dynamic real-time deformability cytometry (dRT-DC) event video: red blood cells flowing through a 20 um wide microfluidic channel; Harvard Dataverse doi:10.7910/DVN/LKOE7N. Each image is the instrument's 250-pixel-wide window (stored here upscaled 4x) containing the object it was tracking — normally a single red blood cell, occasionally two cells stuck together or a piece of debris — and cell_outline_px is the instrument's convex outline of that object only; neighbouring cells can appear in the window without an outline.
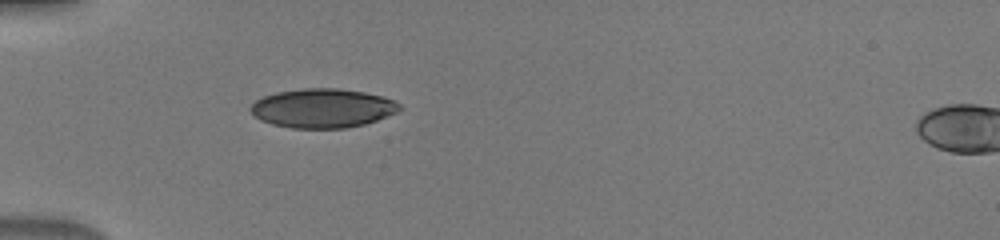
{"species": "human", "species_latin": "Homo sapiens", "temperature_condition": "warm", "stored_images_in_passage": 34, "camera_frame_rate_fps": 3000, "um_per_image_px": 0.085, "donor": {"sex": "male"}, "frame": {"image": 1, "passage_image": 1, "time_ms": 0.0, "image_size_px": [1000, 240], "cell_outline_px": [[400, 108], [396, 112], [376, 120], [364, 124], [344, 128], [292, 128], [272, 124], [260, 120], [248, 108], [256, 100], [264, 96], [276, 92], [300, 88], [340, 88], [364, 92], [380, 96], [392, 100], [400, 104]], "centroid_in_image_um": [27.38, 9.19], "position_along_channel_um": 57.6, "area_um2": 33.76}}
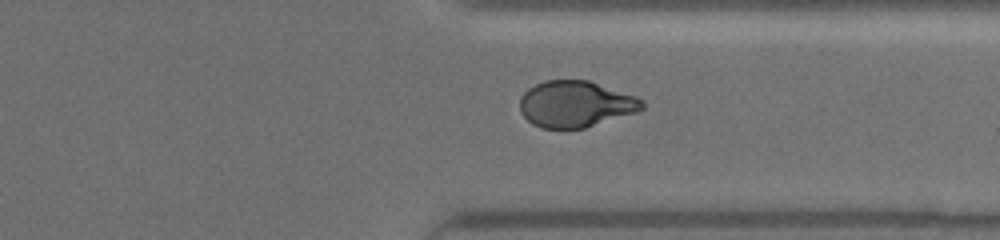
{"frame": {"image": 2, "passage_image": 24, "time_ms": 7.667, "image_size_px": [1000, 240], "cell_outline_px": [[644, 108], [636, 112], [584, 128], [540, 128], [532, 124], [520, 112], [520, 96], [528, 88], [544, 80], [588, 80], [636, 96], [644, 100]], "centroid_in_image_um": [48.91, 8.84], "position_along_channel_um": 362.5, "area_um2": 33.0}}
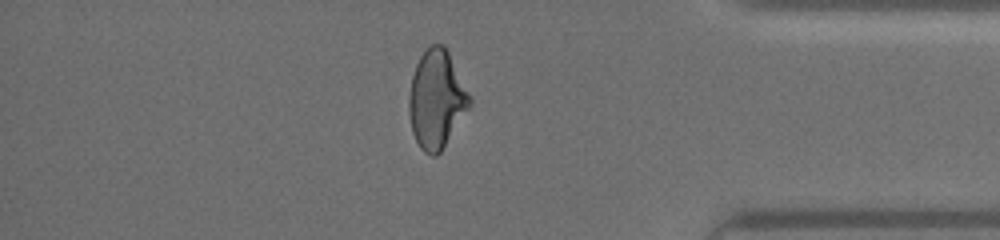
{"frame": {"image": 3, "passage_image": 28, "time_ms": 9.0, "image_size_px": [1000, 240], "cell_outline_px": [[472, 104], [440, 152], [436, 156], [432, 156], [424, 152], [420, 148], [412, 132], [408, 112], [408, 96], [412, 76], [416, 64], [420, 56], [432, 44], [444, 44], [472, 96]], "centroid_in_image_um": [37.11, 8.44], "position_along_channel_um": 398.1, "area_um2": 34.85}}